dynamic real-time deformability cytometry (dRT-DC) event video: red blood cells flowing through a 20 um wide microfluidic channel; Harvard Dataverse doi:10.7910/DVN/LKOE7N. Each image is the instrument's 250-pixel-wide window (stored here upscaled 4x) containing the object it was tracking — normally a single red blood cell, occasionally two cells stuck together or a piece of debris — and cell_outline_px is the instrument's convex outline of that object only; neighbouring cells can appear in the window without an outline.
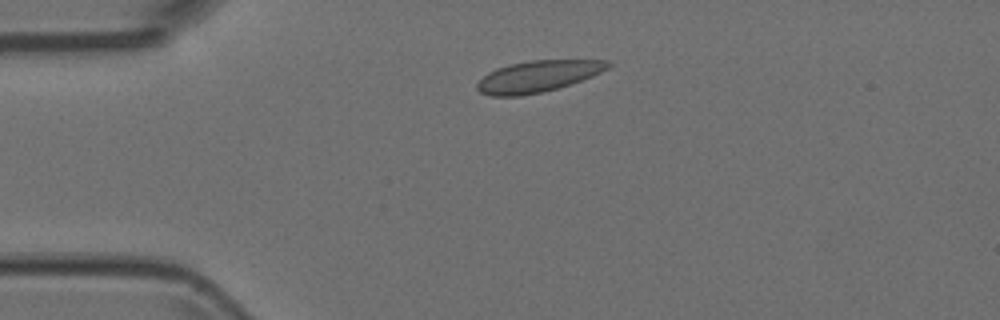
{"species": "Egyptian fruit bat (a non-hibernating species)", "species_latin": "Rousettus aegyptiacus", "temperature_condition": "room temperature", "stored_images_in_passage": 4, "camera_frame_rate_fps": 3000, "um_per_image_px": 0.085, "animal": {"sex": "female"}, "frame": {"image": 1, "passage_image": 2, "time_ms": 0.333, "image_size_px": [1000, 320], "cell_outline_px": [[612, 64], [608, 68], [592, 76], [556, 88], [540, 92], [520, 96], [492, 96], [480, 92], [476, 88], [476, 84], [488, 72], [496, 68], [508, 64], [528, 60], [608, 60]], "centroid_in_image_um": [45.68, 6.47], "position_along_channel_um": 39.3, "area_um2": 23.76}}
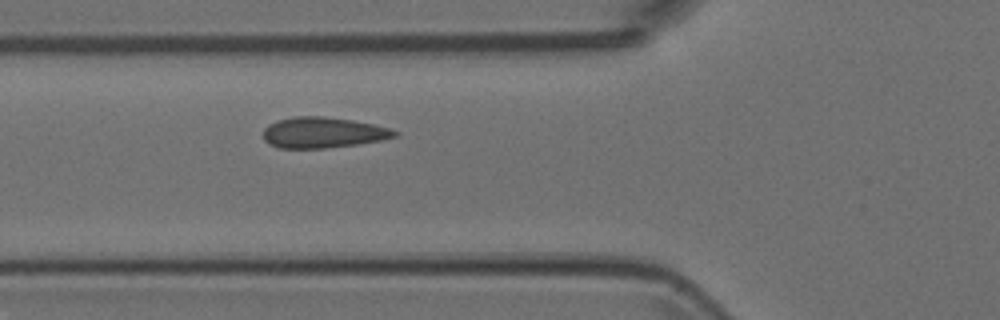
{"frame": {"image": 2, "passage_image": 4, "time_ms": 1.0, "image_size_px": [1000, 320], "cell_outline_px": [[400, 132], [396, 136], [380, 140], [356, 144], [324, 148], [280, 148], [268, 144], [264, 140], [264, 128], [268, 124], [276, 120], [292, 116], [324, 116], [352, 120], [392, 128]], "centroid_in_image_um": [27.43, 11.26], "position_along_channel_um": 98.4, "area_um2": 23.64}}